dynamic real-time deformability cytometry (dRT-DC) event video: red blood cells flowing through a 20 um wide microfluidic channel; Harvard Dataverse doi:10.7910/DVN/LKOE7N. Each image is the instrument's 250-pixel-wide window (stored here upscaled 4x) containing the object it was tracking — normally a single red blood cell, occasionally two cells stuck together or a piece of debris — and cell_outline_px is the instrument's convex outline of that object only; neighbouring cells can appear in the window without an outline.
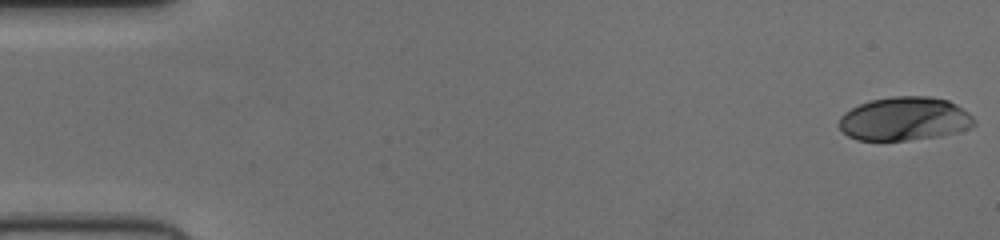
{"species": "human", "species_latin": "Homo sapiens", "temperature_condition": "cold", "stored_images_in_passage": 52, "camera_frame_rate_fps": 3000, "um_per_image_px": 0.085, "donor": {"sex": "female"}, "frame": {"image": 1, "passage_image": 1, "time_ms": 0.0, "image_size_px": [1000, 240], "cell_outline_px": [[976, 124], [972, 128], [960, 132], [940, 136], [908, 140], [856, 140], [848, 136], [840, 128], [840, 116], [844, 112], [868, 100], [892, 96], [932, 96], [948, 100], [956, 104], [968, 112], [976, 120]], "centroid_in_image_um": [76.93, 10.1], "position_along_channel_um": 8.1, "area_um2": 34.68}}
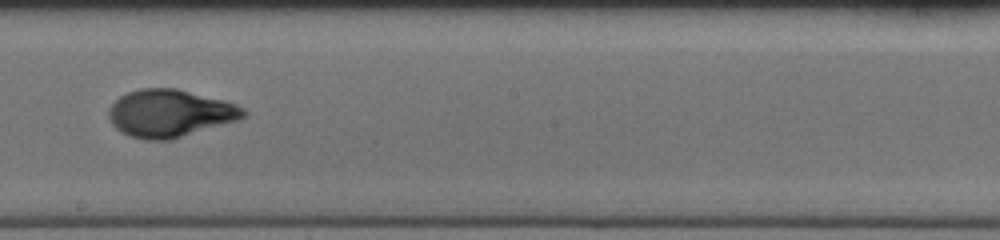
{"frame": {"image": 2, "passage_image": 30, "time_ms": 9.667, "image_size_px": [1000, 240], "cell_outline_px": [[248, 112], [244, 116], [236, 120], [172, 140], [144, 140], [128, 136], [120, 132], [112, 124], [108, 116], [108, 108], [120, 96], [128, 92], [140, 88], [176, 88], [224, 100], [236, 104], [244, 108]], "centroid_in_image_um": [14.41, 9.64], "position_along_channel_um": 233.8, "area_um2": 37.4}}
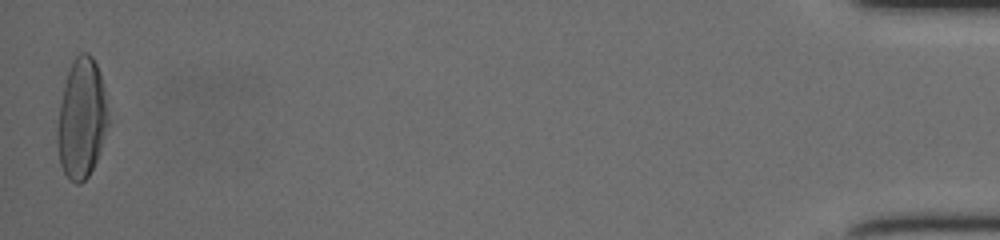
{"frame": {"image": 3, "passage_image": 52, "time_ms": 17.0, "image_size_px": [1000, 240], "cell_outline_px": [[112, 120], [96, 160], [88, 176], [80, 184], [76, 184], [64, 172], [60, 164], [56, 136], [56, 132], [60, 104], [64, 84], [68, 72], [76, 56], [80, 52], [88, 52], [92, 56], [96, 64], [100, 76]], "centroid_in_image_um": [6.96, 10.08], "position_along_channel_um": 428.2, "area_um2": 35.78}}